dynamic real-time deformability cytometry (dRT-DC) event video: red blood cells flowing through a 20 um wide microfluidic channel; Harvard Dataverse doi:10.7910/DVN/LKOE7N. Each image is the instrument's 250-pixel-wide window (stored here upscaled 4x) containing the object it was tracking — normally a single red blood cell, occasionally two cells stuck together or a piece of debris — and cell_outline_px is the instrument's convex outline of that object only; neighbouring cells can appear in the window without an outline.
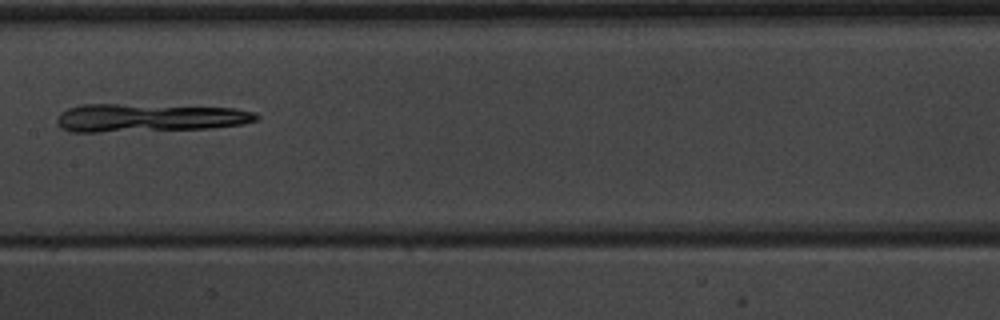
{"species": "common noctule bat (a hibernating species)", "species_latin": "Nyctalus noctula", "temperature_condition": "warm", "stored_images_in_passage": 9, "camera_frame_rate_fps": 3000, "um_per_image_px": 0.085, "animal": {"sex": "male", "body_mass_g": 20.1, "forearm_length_mm": 53.5}, "frame": {"image": 1, "passage_image": 8, "time_ms": 9.333, "image_size_px": [1000, 320], "cell_outline_px": [[260, 116], [256, 120], [240, 124], [212, 128], [100, 132], [72, 132], [60, 128], [56, 124], [56, 116], [60, 112], [68, 108], [80, 104], [120, 104], [236, 108], [256, 112]], "centroid_in_image_um": [12.61, 10.01], "position_along_channel_um": 194.8, "area_um2": 32.89}}
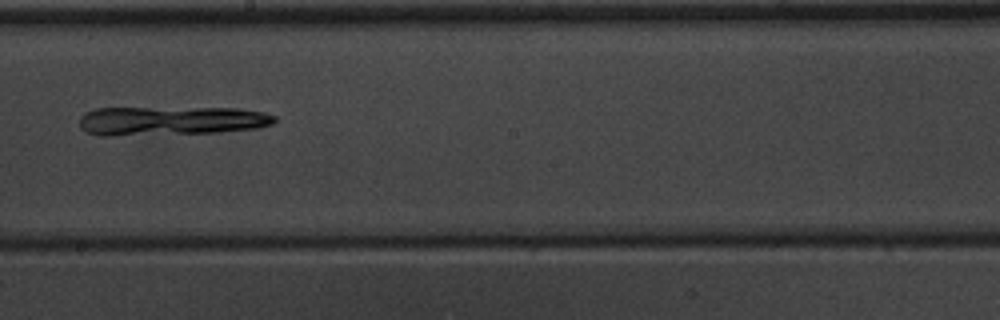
{"frame": {"image": 2, "passage_image": 9, "time_ms": 10.333, "image_size_px": [1000, 320], "cell_outline_px": [[276, 120], [272, 124], [256, 128], [220, 132], [112, 136], [100, 136], [88, 132], [80, 128], [80, 116], [96, 108], [236, 108], [264, 112], [276, 116]], "centroid_in_image_um": [14.53, 10.27], "position_along_channel_um": 233.7, "area_um2": 33.06}}